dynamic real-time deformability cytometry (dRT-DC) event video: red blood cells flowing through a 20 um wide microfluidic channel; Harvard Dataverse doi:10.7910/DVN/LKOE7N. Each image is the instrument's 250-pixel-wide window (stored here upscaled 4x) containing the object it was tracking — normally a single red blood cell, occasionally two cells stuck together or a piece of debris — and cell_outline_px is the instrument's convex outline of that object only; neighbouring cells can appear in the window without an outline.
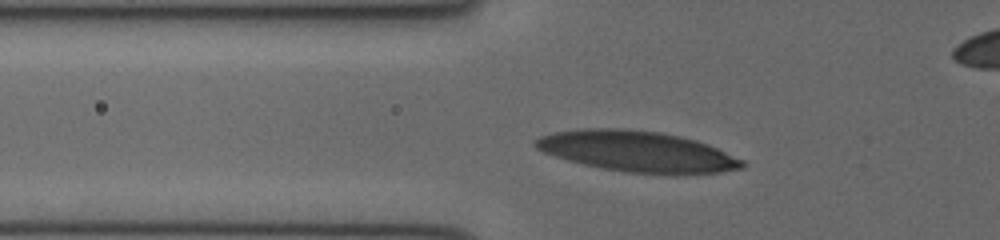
{"species": "human", "species_latin": "Homo sapiens", "temperature_condition": "cold", "stored_images_in_passage": 5, "camera_frame_rate_fps": 3000, "um_per_image_px": 0.085, "donor": {"sex": "female"}, "frame": {"image": 1, "passage_image": 2, "time_ms": 0.333, "image_size_px": [1000, 240], "cell_outline_px": [[744, 168], [720, 172], [676, 176], [624, 172], [600, 168], [568, 160], [544, 152], [536, 148], [532, 144], [532, 140], [540, 136], [556, 132], [584, 128], [620, 128], [660, 132], [680, 136], [696, 140], [708, 144], [744, 160]], "centroid_in_image_um": [54.2, 12.89], "position_along_channel_um": 71.6, "area_um2": 49.71}}
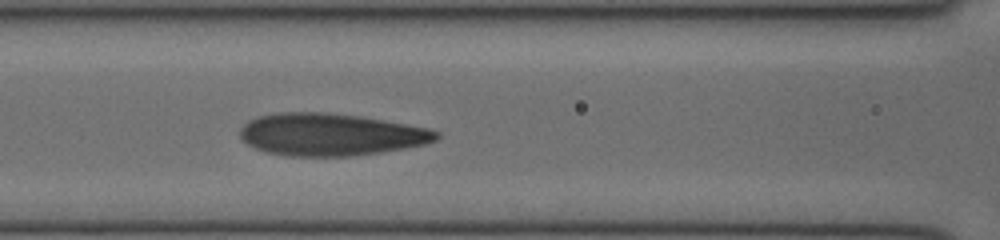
{"frame": {"image": 2, "passage_image": 5, "time_ms": 1.333, "image_size_px": [1000, 240], "cell_outline_px": [[440, 136], [436, 140], [424, 144], [408, 148], [352, 156], [288, 156], [264, 152], [240, 140], [240, 128], [248, 120], [260, 116], [280, 112], [324, 112], [360, 116], [428, 128], [440, 132]], "centroid_in_image_um": [28.08, 11.44], "position_along_channel_um": 138.5, "area_um2": 48.49}}